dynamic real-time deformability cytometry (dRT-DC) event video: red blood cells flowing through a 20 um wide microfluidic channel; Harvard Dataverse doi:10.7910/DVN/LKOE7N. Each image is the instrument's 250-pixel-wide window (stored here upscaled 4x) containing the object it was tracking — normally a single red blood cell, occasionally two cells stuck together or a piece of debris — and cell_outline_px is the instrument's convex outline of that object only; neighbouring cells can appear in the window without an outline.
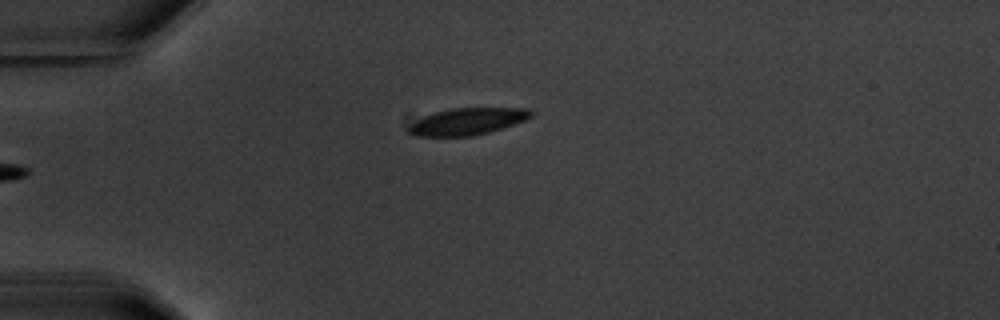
{"species": "common noctule bat (a hibernating species)", "species_latin": "Nyctalus noctula", "temperature_condition": "warm", "stored_images_in_passage": 5, "camera_frame_rate_fps": 3000, "um_per_image_px": 0.085, "animal": {"sex": "male", "body_mass_g": 20.1, "forearm_length_mm": 53.5}, "frame": {"image": 1, "passage_image": 5, "time_ms": 5.0, "image_size_px": [1000, 320], "cell_outline_px": [[536, 112], [532, 116], [524, 120], [488, 132], [472, 136], [416, 136], [408, 132], [408, 128], [416, 120], [424, 116], [436, 112], [452, 108], [528, 108]], "centroid_in_image_um": [39.75, 10.31], "position_along_channel_um": 45.3, "area_um2": 18.9}}